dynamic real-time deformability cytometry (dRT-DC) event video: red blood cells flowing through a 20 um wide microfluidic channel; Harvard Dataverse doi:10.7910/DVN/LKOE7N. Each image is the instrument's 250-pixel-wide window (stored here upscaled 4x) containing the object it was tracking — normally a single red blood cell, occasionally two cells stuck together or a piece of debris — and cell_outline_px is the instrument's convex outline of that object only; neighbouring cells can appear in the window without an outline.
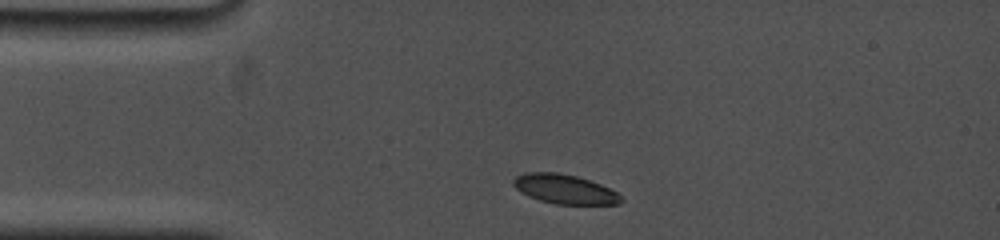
{"species": "common noctule bat (a hibernating species)", "species_latin": "Nyctalus noctula", "temperature_condition": "cold", "stored_images_in_passage": 4, "camera_frame_rate_fps": 5000, "um_per_image_px": 0.085, "animal": {"sex": "female", "body_mass_g": 19.0, "forearm_length_mm": 53.3}, "frame": {"image": 1, "passage_image": 1, "time_ms": 0.0, "image_size_px": [1000, 240], "cell_outline_px": [[624, 200], [620, 204], [556, 204], [540, 200], [528, 196], [520, 192], [512, 184], [512, 180], [516, 176], [524, 172], [560, 172], [576, 176], [600, 184], [616, 192]], "centroid_in_image_um": [47.96, 16.07], "position_along_channel_um": 37.0, "area_um2": 18.44}}
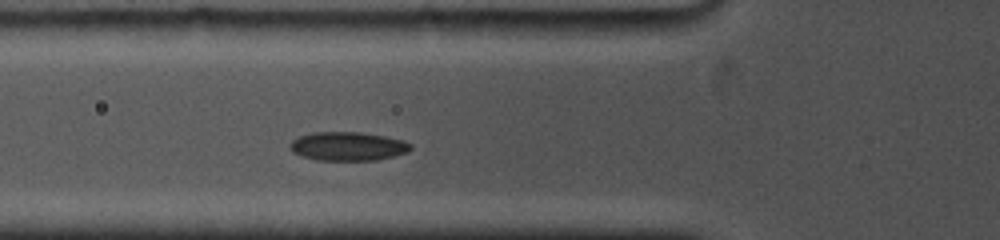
{"frame": {"image": 2, "passage_image": 4, "time_ms": 2.4, "image_size_px": [1000, 240], "cell_outline_px": [[412, 148], [408, 152], [376, 160], [316, 160], [300, 156], [292, 152], [288, 148], [288, 144], [292, 140], [300, 136], [312, 132], [360, 132], [384, 136], [404, 140], [412, 144]], "centroid_in_image_um": [29.53, 12.43], "position_along_channel_um": 96.3, "area_um2": 20.4}}